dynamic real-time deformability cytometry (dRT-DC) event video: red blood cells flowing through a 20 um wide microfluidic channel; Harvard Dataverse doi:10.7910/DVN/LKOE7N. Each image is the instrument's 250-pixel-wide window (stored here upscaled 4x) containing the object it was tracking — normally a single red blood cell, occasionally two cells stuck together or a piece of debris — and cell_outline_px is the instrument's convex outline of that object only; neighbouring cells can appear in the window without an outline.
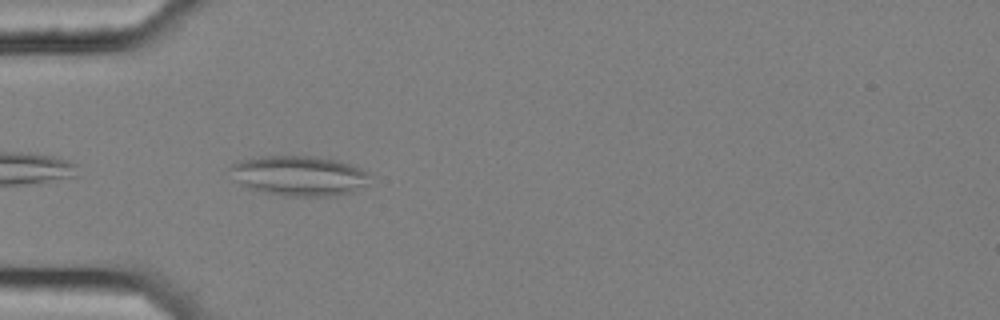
{"species": "common noctule bat (a hibernating species)", "species_latin": "Nyctalus noctula", "temperature_condition": "cold", "stored_images_in_passage": 9, "camera_frame_rate_fps": 3000, "um_per_image_px": 0.085, "animal": {"sex": "female", "body_mass_g": 25.1}, "frame": {"image": 1, "passage_image": 2, "time_ms": 0.333, "image_size_px": [1000, 320], "cell_outline_px": [[368, 184], [352, 192], [336, 196], [280, 196], [248, 188], [240, 184], [228, 168], [232, 164], [240, 160], [264, 156], [312, 156], [340, 160], [352, 164], [368, 172]], "centroid_in_image_um": [25.44, 14.94], "position_along_channel_um": 59.6, "area_um2": 32.77}}